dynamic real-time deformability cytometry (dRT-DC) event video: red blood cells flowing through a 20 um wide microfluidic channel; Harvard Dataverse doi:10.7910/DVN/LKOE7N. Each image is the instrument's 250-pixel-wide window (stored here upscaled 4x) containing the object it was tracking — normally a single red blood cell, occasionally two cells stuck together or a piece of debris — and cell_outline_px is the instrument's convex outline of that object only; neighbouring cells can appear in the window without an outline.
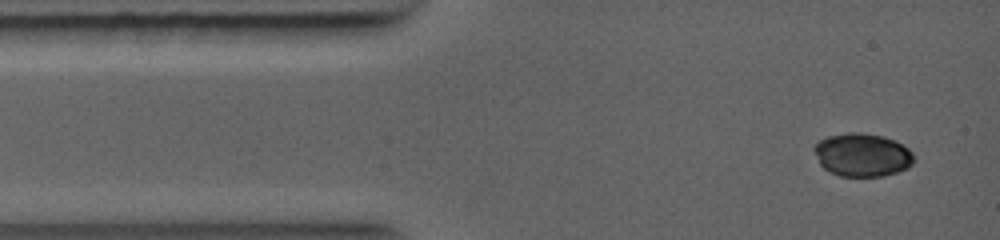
{"species": "common noctule bat (a hibernating species)", "species_latin": "Nyctalus noctula", "temperature_condition": "warm", "stored_images_in_passage": 16, "camera_frame_rate_fps": 5000, "um_per_image_px": 0.085, "animal": {"sex": "female", "body_mass_g": 19.0, "forearm_length_mm": 56.7}, "frame": {"image": 1, "passage_image": 2, "time_ms": 0.2, "image_size_px": [1000, 240], "cell_outline_px": [[912, 164], [908, 168], [896, 172], [880, 176], [840, 176], [824, 168], [820, 164], [812, 148], [820, 140], [828, 136], [848, 132], [860, 132], [880, 136], [892, 140], [908, 148], [912, 152]], "centroid_in_image_um": [73.26, 13.16], "position_along_channel_um": 11.7, "area_um2": 24.8}}
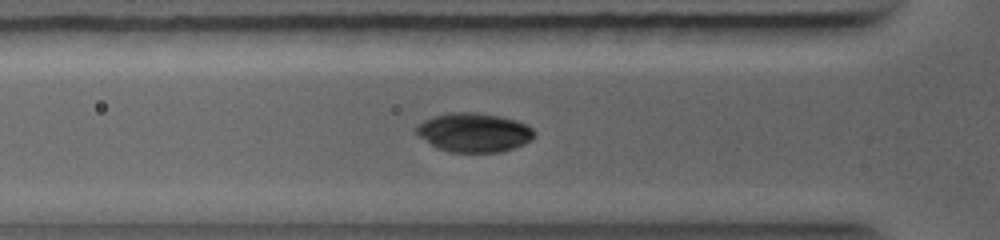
{"frame": {"image": 2, "passage_image": 9, "time_ms": 2.8, "image_size_px": [1000, 240], "cell_outline_px": [[536, 136], [532, 140], [524, 144], [500, 152], [448, 152], [436, 148], [420, 136], [416, 132], [416, 128], [424, 120], [432, 116], [448, 112], [476, 112], [500, 116], [516, 120], [532, 128], [536, 132]], "centroid_in_image_um": [40.3, 11.26], "position_along_channel_um": 85.5, "area_um2": 26.93}}
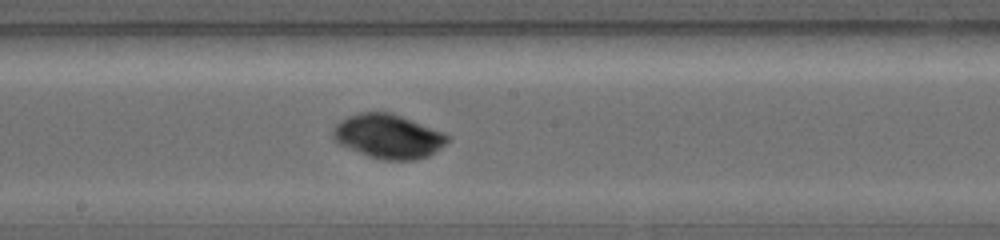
{"frame": {"image": 3, "passage_image": 16, "time_ms": 5.4, "image_size_px": [1000, 240], "cell_outline_px": [[448, 140], [440, 148], [428, 156], [416, 160], [384, 160], [368, 156], [340, 144], [332, 136], [332, 128], [340, 120], [348, 116], [360, 112], [392, 112], [444, 132], [448, 136]], "centroid_in_image_um": [32.99, 11.58], "position_along_channel_um": 215.2, "area_um2": 29.42}}